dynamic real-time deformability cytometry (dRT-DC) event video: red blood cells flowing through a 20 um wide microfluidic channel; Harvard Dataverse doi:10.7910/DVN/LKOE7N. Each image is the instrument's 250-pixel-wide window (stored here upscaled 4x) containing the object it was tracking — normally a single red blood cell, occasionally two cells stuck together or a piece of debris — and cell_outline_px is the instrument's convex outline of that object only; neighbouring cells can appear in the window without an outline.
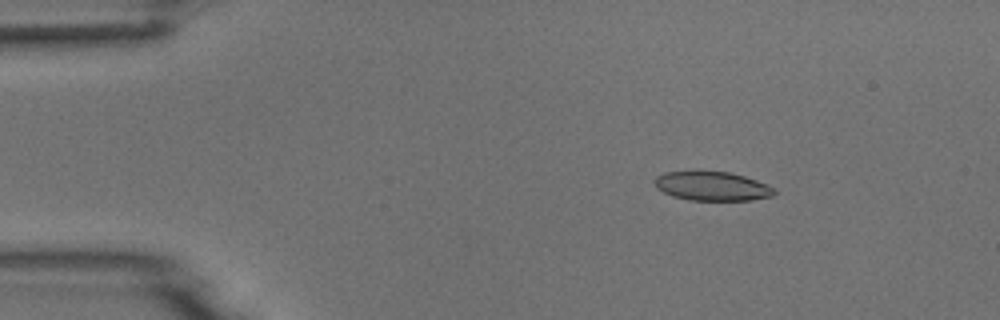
{"species": "common noctule bat (a hibernating species)", "species_latin": "Nyctalus noctula", "temperature_condition": "room temperature", "stored_images_in_passage": 53, "camera_frame_rate_fps": 3000, "um_per_image_px": 0.085, "animal": {"sex": "male", "body_mass_g": 18.8}, "frame": {"image": 1, "passage_image": 8, "time_ms": 2.333, "image_size_px": [1000, 320], "cell_outline_px": [[776, 192], [772, 196], [752, 200], [688, 200], [672, 196], [656, 188], [652, 180], [656, 176], [664, 172], [732, 172], [756, 180], [776, 188]], "centroid_in_image_um": [60.52, 15.83], "position_along_channel_um": 24.5, "area_um2": 20.29}}
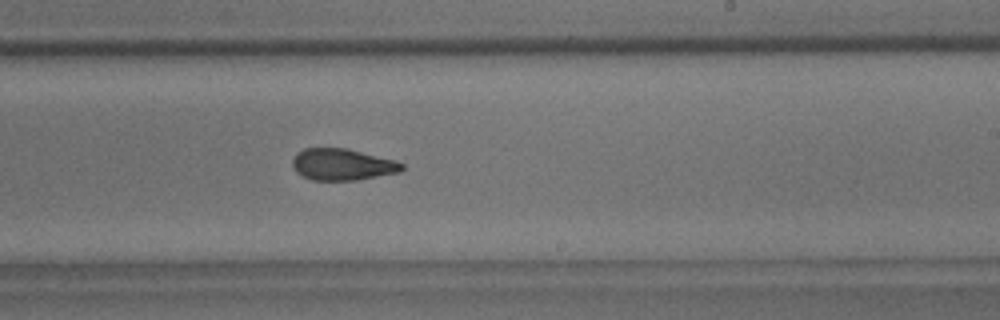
{"frame": {"image": 2, "passage_image": 32, "time_ms": 10.333, "image_size_px": [1000, 320], "cell_outline_px": [[404, 168], [400, 172], [356, 180], [312, 180], [296, 172], [292, 164], [292, 160], [296, 152], [304, 148], [348, 148], [396, 160], [404, 164]], "centroid_in_image_um": [29.11, 13.97], "position_along_channel_um": 259.9, "area_um2": 20.29}}
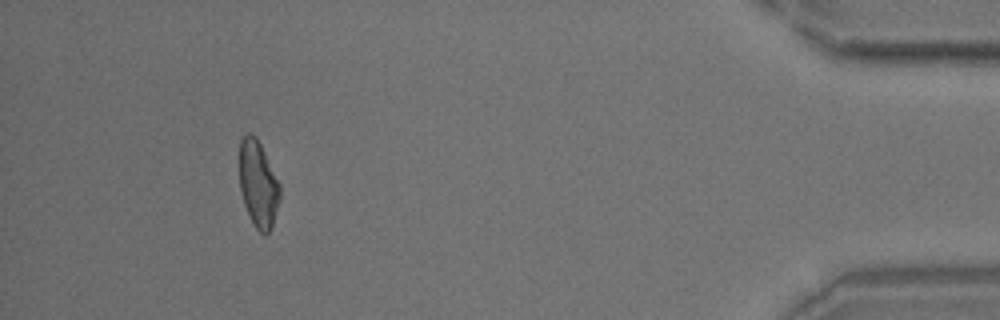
{"frame": {"image": 3, "passage_image": 49, "time_ms": 16.0, "image_size_px": [1000, 320], "cell_outline_px": [[280, 196], [272, 228], [264, 236], [256, 228], [244, 204], [240, 192], [240, 140], [248, 132], [256, 136], [280, 184]], "centroid_in_image_um": [21.95, 15.65], "position_along_channel_um": 413.3, "area_um2": 20.17}}